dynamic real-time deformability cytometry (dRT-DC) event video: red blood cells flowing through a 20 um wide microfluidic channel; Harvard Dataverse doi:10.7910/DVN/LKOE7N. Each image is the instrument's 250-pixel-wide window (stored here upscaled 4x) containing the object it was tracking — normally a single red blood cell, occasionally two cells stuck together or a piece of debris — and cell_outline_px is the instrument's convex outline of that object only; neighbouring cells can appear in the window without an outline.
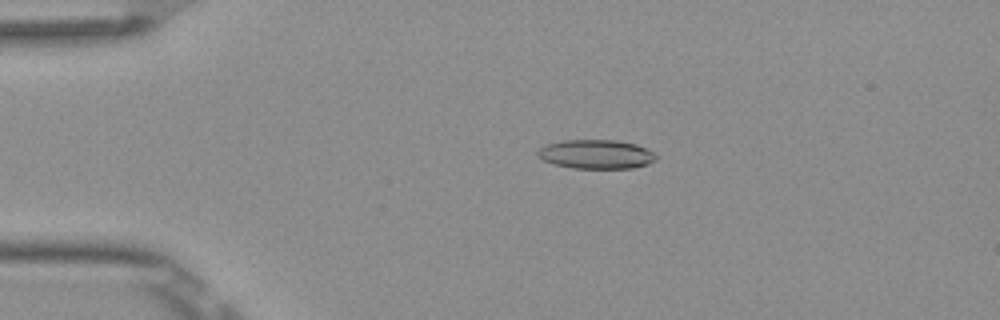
{"species": "Egyptian fruit bat (a non-hibernating species)", "species_latin": "Rousettus aegyptiacus", "temperature_condition": "room temperature", "stored_images_in_passage": 52, "camera_frame_rate_fps": 3000, "um_per_image_px": 0.085, "frame": {"image": 1, "passage_image": 11, "time_ms": 3.333, "image_size_px": [1000, 320], "cell_outline_px": [[656, 160], [648, 164], [632, 168], [572, 168], [552, 164], [536, 156], [536, 152], [544, 144], [560, 140], [616, 140], [636, 144], [648, 148], [656, 156]], "centroid_in_image_um": [50.63, 13.1], "position_along_channel_um": 34.4, "area_um2": 20.29}}
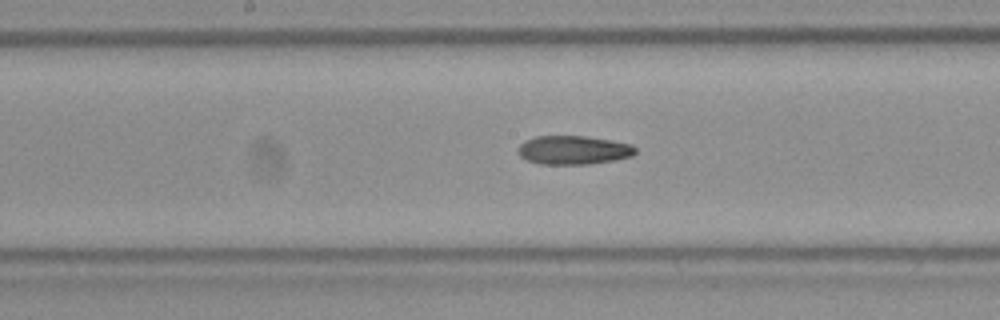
{"frame": {"image": 2, "passage_image": 27, "time_ms": 8.667, "image_size_px": [1000, 320], "cell_outline_px": [[636, 152], [632, 156], [612, 160], [588, 164], [540, 164], [528, 160], [520, 156], [516, 152], [520, 144], [524, 140], [536, 136], [584, 136], [612, 140], [632, 144], [636, 148]], "centroid_in_image_um": [48.72, 12.75], "position_along_channel_um": 199.5, "area_um2": 19.71}}
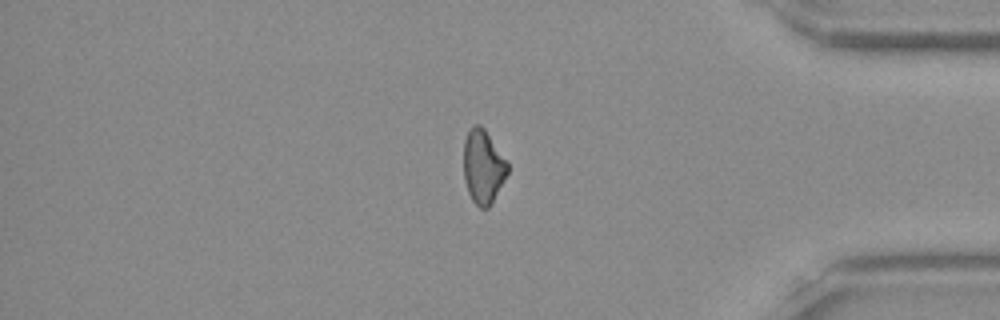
{"frame": {"image": 3, "passage_image": 44, "time_ms": 14.333, "image_size_px": [1000, 320], "cell_outline_px": [[508, 172], [488, 208], [480, 208], [472, 200], [468, 192], [464, 180], [464, 140], [472, 124], [480, 124], [484, 128], [508, 160]], "centroid_in_image_um": [41.06, 14.13], "position_along_channel_um": 394.1, "area_um2": 18.9}, "authors_computed_cell_mechanics": {"area_um2": 19.8254, "velocity_mm_per_s": 3.9067, "shape_relaxation_time_tau1_ms": null, "shape_relaxation_time_tau2_ms": 3.6872, "deformation_change_tau1": null, "deformation_change_tau2": 0.1238}}